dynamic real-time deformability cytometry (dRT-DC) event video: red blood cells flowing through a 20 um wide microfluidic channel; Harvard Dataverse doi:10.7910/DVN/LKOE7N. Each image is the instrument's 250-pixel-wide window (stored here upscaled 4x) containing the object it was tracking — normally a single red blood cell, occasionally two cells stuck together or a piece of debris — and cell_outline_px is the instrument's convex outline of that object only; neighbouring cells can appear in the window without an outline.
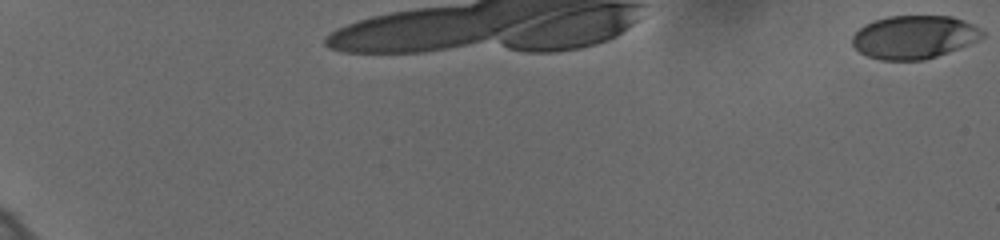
{"species": "human", "species_latin": "Homo sapiens", "temperature_condition": "cold", "stored_images_in_passage": 37, "camera_frame_rate_fps": 3000, "um_per_image_px": 0.085, "donor": {"sex": "female"}, "frame": {"image": 1, "passage_image": 1, "time_ms": 0.0, "image_size_px": [1000, 240], "cell_outline_px": [[984, 36], [980, 40], [936, 56], [924, 60], [880, 60], [868, 56], [860, 52], [852, 44], [852, 36], [864, 24], [888, 16], [952, 16], [964, 20], [980, 28], [984, 32]], "centroid_in_image_um": [77.71, 3.15], "position_along_channel_um": 7.3, "area_um2": 32.71}}